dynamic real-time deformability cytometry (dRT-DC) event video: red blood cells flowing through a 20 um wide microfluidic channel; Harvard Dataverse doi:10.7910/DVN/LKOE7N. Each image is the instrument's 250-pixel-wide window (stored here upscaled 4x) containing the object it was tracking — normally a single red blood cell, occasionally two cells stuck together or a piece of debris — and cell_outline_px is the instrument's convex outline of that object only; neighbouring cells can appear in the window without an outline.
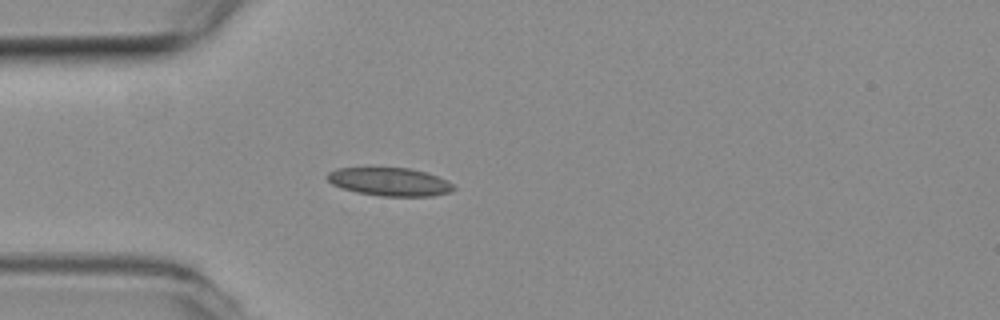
{"species": "common noctule bat (a hibernating species)", "species_latin": "Nyctalus noctula", "temperature_condition": "room temperature", "stored_images_in_passage": 4, "camera_frame_rate_fps": 3000, "um_per_image_px": 0.085, "animal": {"sex": "female", "body_mass_g": 19.3, "forearm_length_mm": 54.1}, "frame": {"image": 1, "passage_image": 4, "time_ms": 1.0, "image_size_px": [1000, 320], "cell_outline_px": [[456, 188], [452, 192], [432, 196], [380, 196], [356, 192], [332, 184], [324, 176], [328, 172], [336, 168], [412, 168], [428, 172], [452, 184]], "centroid_in_image_um": [33.12, 15.45], "position_along_channel_um": 51.9, "area_um2": 20.81}}